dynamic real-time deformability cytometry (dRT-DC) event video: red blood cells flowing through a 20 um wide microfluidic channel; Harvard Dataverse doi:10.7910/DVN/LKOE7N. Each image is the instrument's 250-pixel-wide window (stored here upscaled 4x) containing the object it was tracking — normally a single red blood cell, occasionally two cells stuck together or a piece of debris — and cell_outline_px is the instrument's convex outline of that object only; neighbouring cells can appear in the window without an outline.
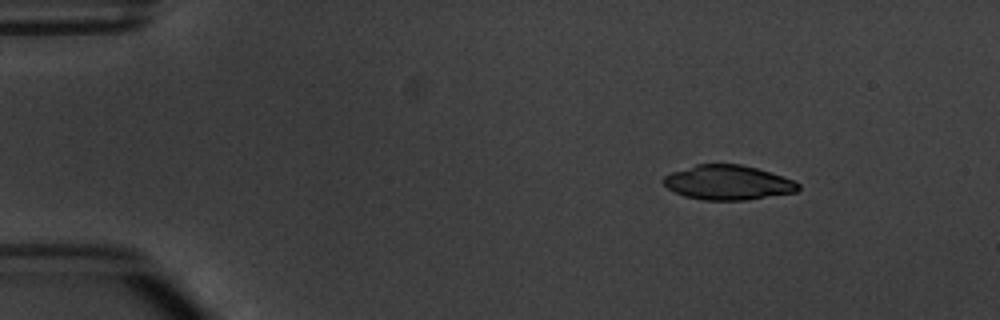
{"species": "common noctule bat (a hibernating species)", "species_latin": "Nyctalus noctula", "temperature_condition": "warm", "stored_images_in_passage": 3, "camera_frame_rate_fps": 3000, "um_per_image_px": 0.085, "animal": {"sex": "male", "body_mass_g": 20.1, "forearm_length_mm": 53.5}, "frame": {"image": 1, "passage_image": 1, "time_ms": 0.0, "image_size_px": [1000, 320], "cell_outline_px": [[800, 188], [796, 192], [744, 200], [704, 200], [684, 196], [668, 188], [664, 184], [664, 176], [672, 172], [696, 164], [740, 164], [756, 168], [792, 180], [800, 184]], "centroid_in_image_um": [61.86, 15.52], "position_along_channel_um": 23.1, "area_um2": 26.82}}